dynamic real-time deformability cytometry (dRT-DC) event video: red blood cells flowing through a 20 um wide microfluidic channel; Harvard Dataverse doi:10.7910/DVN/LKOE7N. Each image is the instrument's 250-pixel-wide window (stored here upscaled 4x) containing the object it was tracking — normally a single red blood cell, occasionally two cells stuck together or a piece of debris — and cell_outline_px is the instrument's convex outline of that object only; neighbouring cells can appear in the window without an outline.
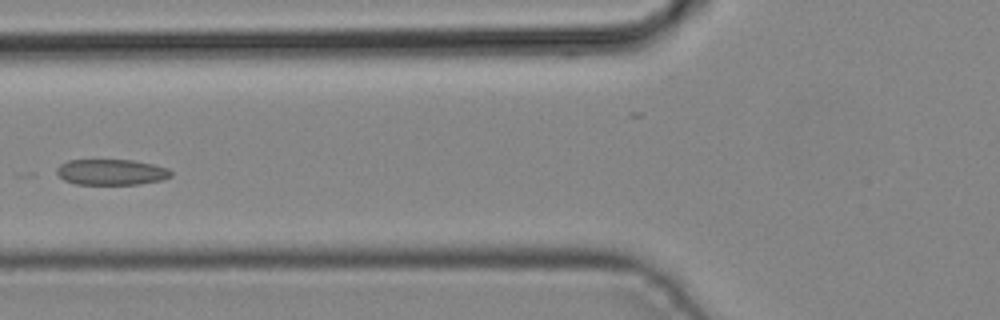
{"species": "common noctule bat (a hibernating species)", "species_latin": "Nyctalus noctula", "temperature_condition": "cold", "stored_images_in_passage": 5, "camera_frame_rate_fps": 3000, "um_per_image_px": 0.085, "animal": {"sex": "male", "body_mass_g": 19.2, "forearm_length_mm": 51.8}, "frame": {"image": 1, "passage_image": 5, "time_ms": 1.333, "image_size_px": [1000, 320], "cell_outline_px": [[172, 176], [160, 180], [140, 184], [76, 184], [64, 180], [56, 172], [56, 168], [60, 164], [68, 160], [132, 160], [152, 164], [168, 168], [172, 172]], "centroid_in_image_um": [9.45, 14.62], "position_along_channel_um": 116.3, "area_um2": 17.11}}